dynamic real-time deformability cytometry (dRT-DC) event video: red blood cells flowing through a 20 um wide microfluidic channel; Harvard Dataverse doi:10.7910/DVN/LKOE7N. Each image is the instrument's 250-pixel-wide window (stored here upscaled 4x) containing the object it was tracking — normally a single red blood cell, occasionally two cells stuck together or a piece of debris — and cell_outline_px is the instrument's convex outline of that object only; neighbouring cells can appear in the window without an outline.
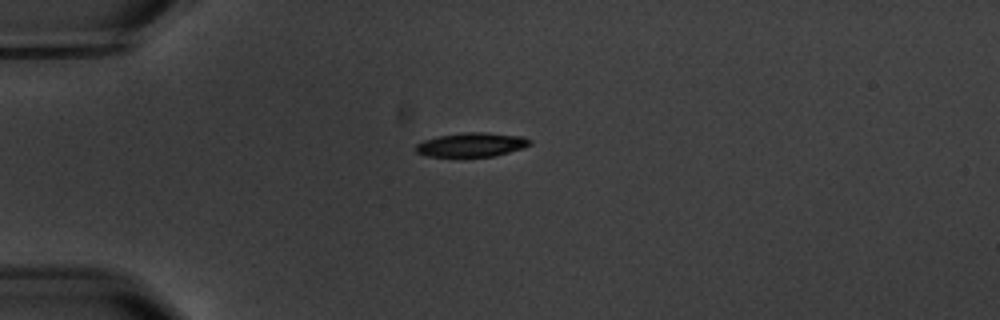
{"species": "common noctule bat (a hibernating species)", "species_latin": "Nyctalus noctula", "temperature_condition": "warm", "stored_images_in_passage": 4, "camera_frame_rate_fps": 3000, "um_per_image_px": 0.085, "animal": {"sex": "male", "body_mass_g": 20.1, "forearm_length_mm": 53.5}, "frame": {"image": 1, "passage_image": 1, "time_ms": 0.0, "image_size_px": [1000, 320], "cell_outline_px": [[532, 144], [508, 152], [492, 156], [428, 156], [416, 152], [412, 148], [416, 144], [424, 140], [440, 136], [464, 132], [484, 132], [524, 136], [532, 140]], "centroid_in_image_um": [40.07, 12.29], "position_along_channel_um": 44.9, "area_um2": 15.9}}
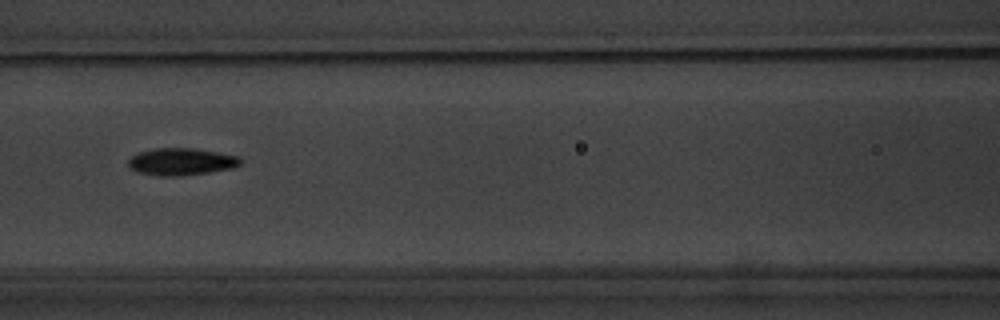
{"frame": {"image": 2, "passage_image": 4, "time_ms": 3.667, "image_size_px": [1000, 320], "cell_outline_px": [[244, 160], [240, 164], [232, 168], [208, 172], [176, 176], [156, 176], [140, 172], [132, 168], [128, 164], [128, 160], [132, 156], [140, 152], [156, 148], [192, 148], [240, 156]], "centroid_in_image_um": [15.44, 13.74], "position_along_channel_um": 151.2, "area_um2": 17.57}}